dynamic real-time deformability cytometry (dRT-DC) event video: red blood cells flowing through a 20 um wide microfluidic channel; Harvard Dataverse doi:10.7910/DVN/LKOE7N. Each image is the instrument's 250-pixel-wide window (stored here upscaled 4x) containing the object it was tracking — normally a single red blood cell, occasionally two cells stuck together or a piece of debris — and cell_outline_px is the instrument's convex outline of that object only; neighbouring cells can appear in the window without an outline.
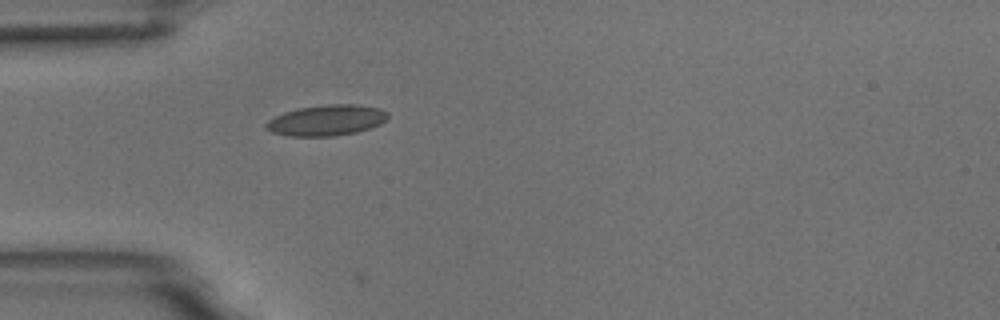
{"species": "common noctule bat (a hibernating species)", "species_latin": "Nyctalus noctula", "temperature_condition": "room temperature", "stored_images_in_passage": 2, "camera_frame_rate_fps": 3000, "um_per_image_px": 0.085, "animal": {"sex": "male", "body_mass_g": 18.8}, "frame": {"image": 1, "passage_image": 2, "time_ms": 0.333, "image_size_px": [1000, 320], "cell_outline_px": [[388, 116], [380, 124], [356, 132], [332, 136], [288, 136], [272, 132], [264, 128], [264, 124], [268, 120], [284, 112], [300, 108], [328, 104], [356, 104], [380, 108], [388, 112]], "centroid_in_image_um": [27.73, 10.22], "position_along_channel_um": 57.3, "area_um2": 21.73}}